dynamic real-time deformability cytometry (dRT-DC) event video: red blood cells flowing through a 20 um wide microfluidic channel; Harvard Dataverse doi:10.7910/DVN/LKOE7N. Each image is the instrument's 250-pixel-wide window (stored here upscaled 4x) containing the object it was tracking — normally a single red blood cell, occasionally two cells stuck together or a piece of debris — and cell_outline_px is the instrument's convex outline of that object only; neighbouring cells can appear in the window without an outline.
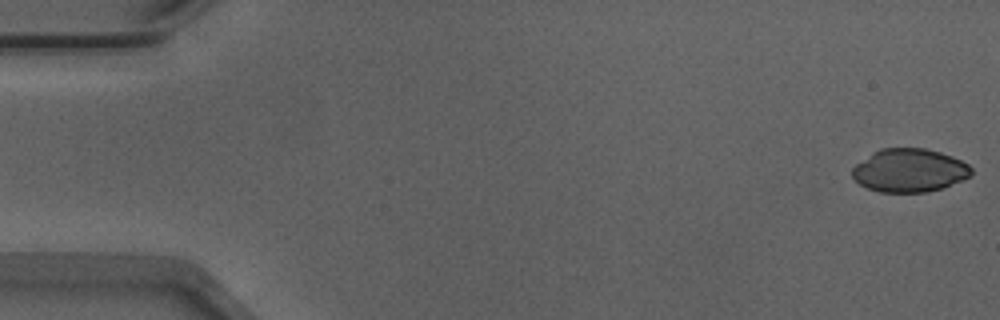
{"species": "Egyptian fruit bat (a non-hibernating species)", "species_latin": "Rousettus aegyptiacus", "temperature_condition": "warm", "stored_images_in_passage": 10, "camera_frame_rate_fps": 3000, "um_per_image_px": 0.085, "animal": {"sex": "male"}, "frame": {"image": 1, "passage_image": 1, "time_ms": 0.0, "image_size_px": [1000, 320], "cell_outline_px": [[972, 176], [964, 180], [944, 188], [924, 192], [880, 192], [868, 188], [860, 184], [852, 176], [852, 168], [856, 164], [872, 152], [880, 148], [924, 148], [940, 152], [952, 156], [968, 164], [972, 168]], "centroid_in_image_um": [77.32, 14.48], "position_along_channel_um": 7.7, "area_um2": 30.23}}